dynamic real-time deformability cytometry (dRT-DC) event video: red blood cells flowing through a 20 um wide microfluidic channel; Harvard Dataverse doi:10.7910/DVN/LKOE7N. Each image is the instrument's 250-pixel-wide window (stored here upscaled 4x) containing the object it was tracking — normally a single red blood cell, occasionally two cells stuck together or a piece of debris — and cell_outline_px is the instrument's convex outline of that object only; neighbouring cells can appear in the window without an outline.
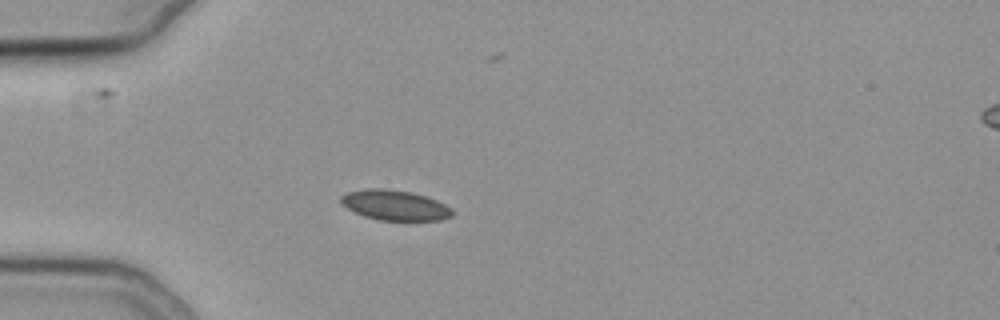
{"species": "common noctule bat (a hibernating species)", "species_latin": "Nyctalus noctula", "temperature_condition": "cold", "stored_images_in_passage": 40, "camera_frame_rate_fps": 3000, "um_per_image_px": 0.085, "animal": {"sex": "female", "body_mass_g": 19.3, "forearm_length_mm": 54.1}, "frame": {"image": 1, "passage_image": 1, "time_ms": 0.0, "image_size_px": [1000, 320], "cell_outline_px": [[456, 212], [452, 216], [440, 220], [380, 220], [364, 216], [340, 204], [340, 196], [344, 192], [364, 188], [388, 188], [412, 192], [436, 200], [452, 208]], "centroid_in_image_um": [33.54, 17.42], "position_along_channel_um": 51.5, "area_um2": 19.83}}
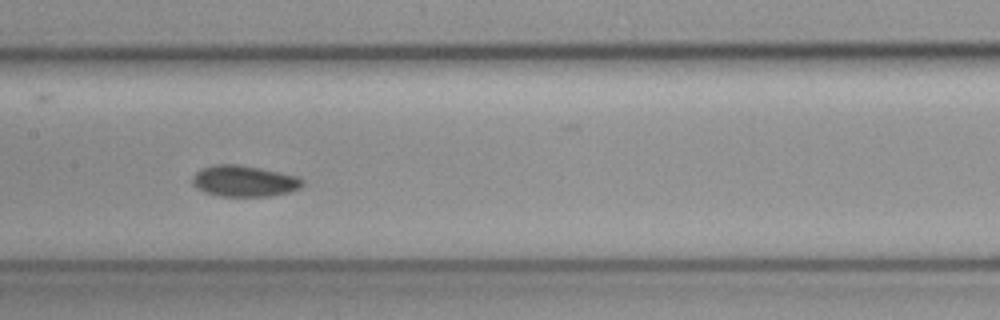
{"frame": {"image": 2, "passage_image": 13, "time_ms": 4.0, "image_size_px": [1000, 320], "cell_outline_px": [[304, 184], [300, 188], [288, 192], [268, 196], [220, 196], [204, 192], [196, 188], [192, 184], [192, 176], [200, 168], [216, 164], [240, 164], [300, 176], [304, 180]], "centroid_in_image_um": [20.75, 15.38], "position_along_channel_um": 186.7, "area_um2": 20.23}}
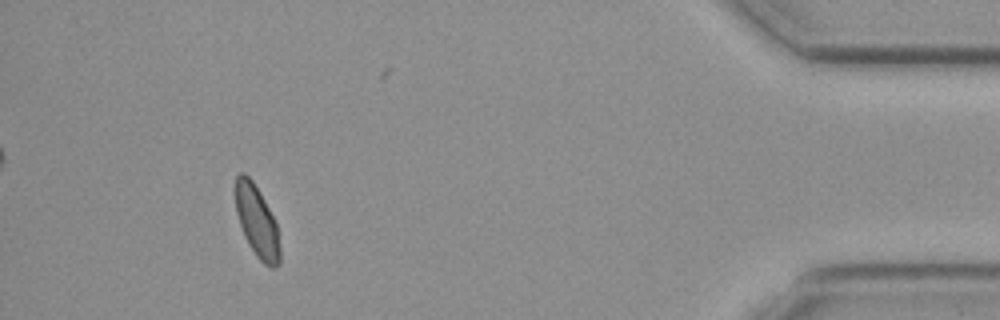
{"frame": {"image": 3, "passage_image": 36, "time_ms": 11.667, "image_size_px": [1000, 320], "cell_outline_px": [[280, 264], [272, 268], [264, 264], [256, 256], [248, 244], [244, 236], [236, 212], [236, 176], [240, 172], [244, 172], [252, 180], [260, 192], [276, 220], [280, 248]], "centroid_in_image_um": [21.86, 18.84], "position_along_channel_um": 413.3, "area_um2": 18.61}, "authors_computed_cell_mechanics": {"area_um2": 19.5942, "velocity_mm_per_s": 3.7683, "shape_relaxation_time_tau1_ms": 5.9435, "shape_relaxation_time_tau2_ms": 5.1039, "deformation_change_tau1": 0.0691, "deformation_change_tau2": 0.0607}}